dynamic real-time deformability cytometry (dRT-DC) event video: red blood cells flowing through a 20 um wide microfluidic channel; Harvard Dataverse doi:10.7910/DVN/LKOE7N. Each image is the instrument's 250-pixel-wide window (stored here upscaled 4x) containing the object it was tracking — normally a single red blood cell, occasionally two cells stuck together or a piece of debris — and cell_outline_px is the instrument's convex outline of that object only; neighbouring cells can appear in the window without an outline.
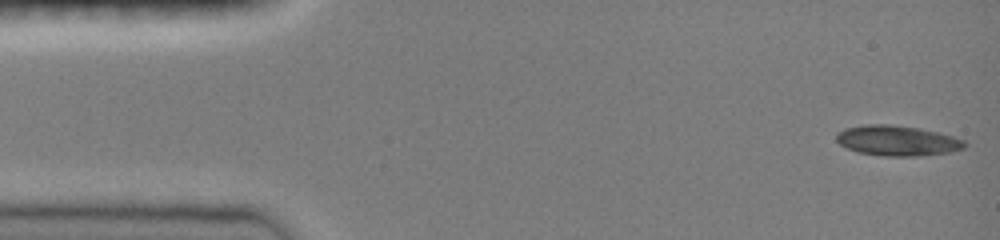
{"species": "common noctule bat (a hibernating species)", "species_latin": "Nyctalus noctula", "temperature_condition": "room temperature", "stored_images_in_passage": 46, "camera_frame_rate_fps": 3000, "um_per_image_px": 0.085, "animal": {"sex": "female", "body_mass_g": 19.0, "forearm_length_mm": 51.5}, "frame": {"image": 1, "passage_image": 1, "time_ms": 0.0, "image_size_px": [1000, 240], "cell_outline_px": [[968, 144], [964, 148], [952, 152], [920, 156], [884, 156], [856, 152], [840, 144], [836, 140], [836, 132], [844, 128], [868, 124], [888, 124], [920, 128], [952, 136], [964, 140]], "centroid_in_image_um": [76.27, 11.96], "position_along_channel_um": 8.7, "area_um2": 22.77}}
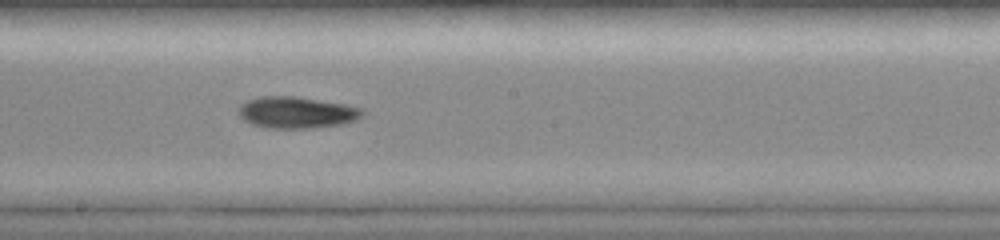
{"frame": {"image": 2, "passage_image": 25, "time_ms": 8.0, "image_size_px": [1000, 240], "cell_outline_px": [[364, 116], [356, 120], [340, 124], [312, 128], [268, 128], [252, 124], [244, 120], [240, 116], [240, 104], [248, 100], [260, 96], [296, 96], [344, 104], [364, 108]], "centroid_in_image_um": [25.24, 9.55], "position_along_channel_um": 223.0, "area_um2": 22.77}}
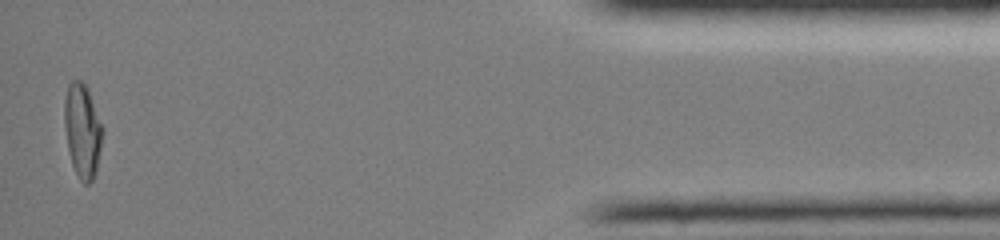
{"frame": {"image": 3, "passage_image": 45, "time_ms": 14.667, "image_size_px": [1000, 240], "cell_outline_px": [[104, 132], [96, 168], [92, 180], [88, 184], [84, 184], [80, 180], [72, 164], [68, 152], [64, 124], [64, 100], [68, 84], [72, 80], [80, 80], [88, 88], [104, 128]], "centroid_in_image_um": [7.01, 11.07], "position_along_channel_um": 428.2, "area_um2": 21.04}, "authors_computed_cell_mechanics": {"area_um2": 21.4149, "velocity_mm_per_s": 4.0877, "shape_relaxation_time_tau1_ms": 3.9877, "shape_relaxation_time_tau2_ms": 8.4952, "deformation_change_tau1": 0.1808, "deformation_change_tau2": 0.1541}}